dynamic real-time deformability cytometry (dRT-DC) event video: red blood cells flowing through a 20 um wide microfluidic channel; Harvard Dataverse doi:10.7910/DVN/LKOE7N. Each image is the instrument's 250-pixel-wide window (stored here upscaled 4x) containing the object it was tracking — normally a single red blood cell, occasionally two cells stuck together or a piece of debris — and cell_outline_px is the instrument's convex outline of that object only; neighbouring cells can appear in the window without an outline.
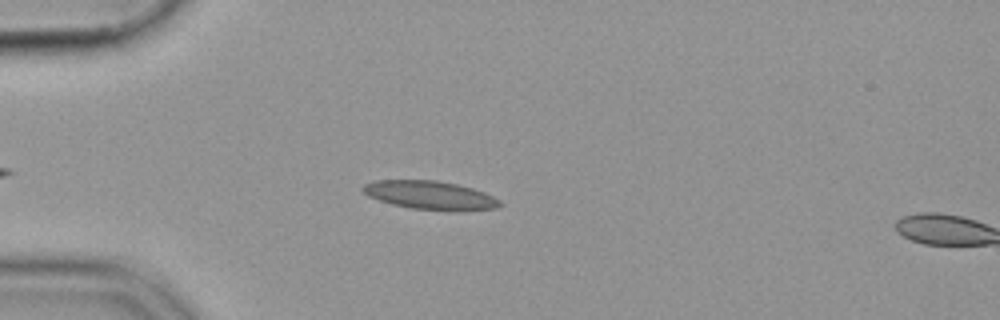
{"species": "common noctule bat (a hibernating species)", "species_latin": "Nyctalus noctula", "temperature_condition": "cold", "stored_images_in_passage": 12, "camera_frame_rate_fps": 3000, "um_per_image_px": 0.085, "animal": {"sex": "female", "body_mass_g": 19.9}, "frame": {"image": 1, "passage_image": 10, "time_ms": 3.0, "image_size_px": [1000, 320], "cell_outline_px": [[504, 204], [496, 208], [460, 212], [456, 212], [412, 208], [392, 204], [368, 196], [360, 188], [364, 184], [376, 180], [436, 180], [456, 184], [472, 188], [484, 192], [500, 200]], "centroid_in_image_um": [36.6, 16.61], "position_along_channel_um": 48.4, "area_um2": 23.0}}